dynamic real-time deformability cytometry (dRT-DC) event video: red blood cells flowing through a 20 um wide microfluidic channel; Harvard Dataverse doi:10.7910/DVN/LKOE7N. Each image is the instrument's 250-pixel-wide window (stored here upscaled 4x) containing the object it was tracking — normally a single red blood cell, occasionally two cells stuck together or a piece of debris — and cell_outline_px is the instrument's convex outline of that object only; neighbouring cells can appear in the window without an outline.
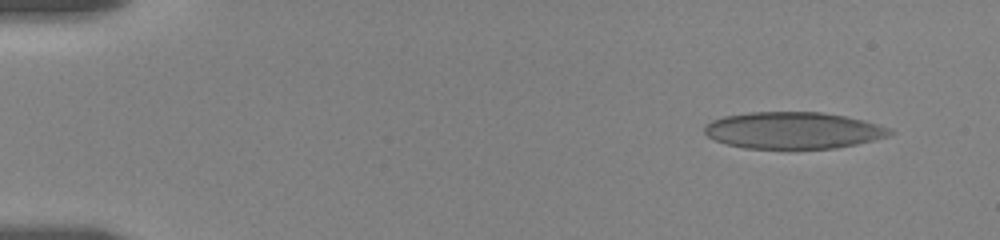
{"species": "human", "species_latin": "Homo sapiens", "temperature_condition": "room temperature", "stored_images_in_passage": 19, "camera_frame_rate_fps": 3000, "um_per_image_px": 0.085, "donor": {"sex": "female"}, "frame": {"image": 1, "passage_image": 2, "time_ms": 1.0, "image_size_px": [1000, 240], "cell_outline_px": [[896, 132], [888, 136], [856, 144], [836, 148], [744, 148], [728, 144], [716, 140], [708, 136], [704, 132], [704, 128], [712, 120], [724, 116], [748, 112], [820, 112], [844, 116], [864, 120], [892, 128]], "centroid_in_image_um": [67.46, 11.07], "position_along_channel_um": 17.5, "area_um2": 39.54}}
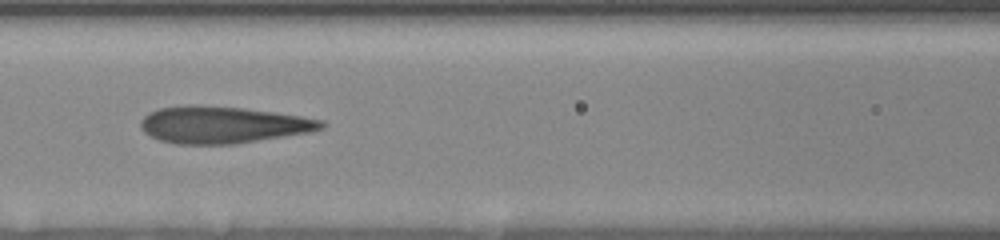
{"frame": {"image": 2, "passage_image": 9, "time_ms": 8.0, "image_size_px": [1000, 240], "cell_outline_px": [[328, 124], [324, 128], [312, 132], [232, 144], [176, 144], [160, 140], [144, 132], [140, 128], [140, 120], [148, 112], [160, 108], [188, 104], [192, 104], [244, 108], [300, 116], [324, 120]], "centroid_in_image_um": [18.93, 10.6], "position_along_channel_um": 147.7, "area_um2": 39.02}}
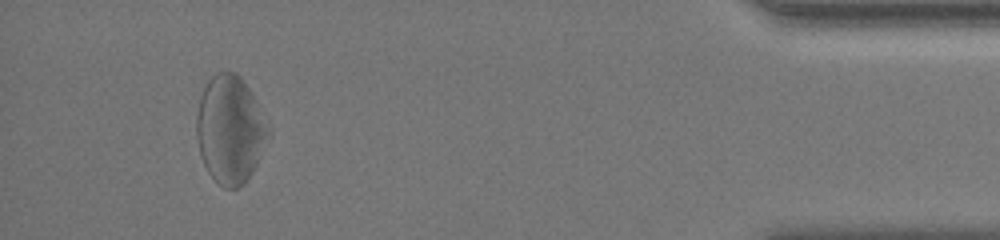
{"frame": {"image": 3, "passage_image": 17, "time_ms": 17.333, "image_size_px": [1000, 240], "cell_outline_px": [[272, 136], [252, 172], [244, 184], [236, 188], [224, 188], [208, 172], [200, 156], [196, 136], [196, 116], [200, 96], [208, 80], [216, 72], [236, 72], [240, 76], [256, 100], [272, 128]], "centroid_in_image_um": [19.59, 11.01], "position_along_channel_um": 415.6, "area_um2": 45.66}, "authors_computed_cell_mechanics": {"area_um2": 39.593, "velocity_mm_per_s": 3.4697, "shape_relaxation_time_tau1_ms": 4.4435, "shape_relaxation_time_tau2_ms": 1.2332, "deformation_change_tau1": 0.156, "deformation_change_tau2": 0.0947}}